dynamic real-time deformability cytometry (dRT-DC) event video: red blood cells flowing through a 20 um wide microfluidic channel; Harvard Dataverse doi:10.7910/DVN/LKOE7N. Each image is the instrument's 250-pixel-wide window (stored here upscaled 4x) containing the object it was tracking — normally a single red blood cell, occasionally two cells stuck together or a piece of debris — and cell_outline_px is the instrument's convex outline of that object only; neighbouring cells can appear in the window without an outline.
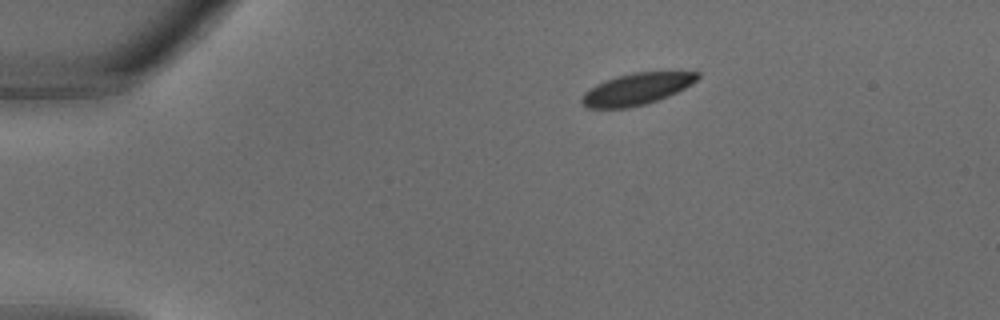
{"species": "common noctule bat (a hibernating species)", "species_latin": "Nyctalus noctula", "temperature_condition": "warm", "stored_images_in_passage": 22, "camera_frame_rate_fps": 3000, "um_per_image_px": 0.085, "animal": {"sex": "male", "body_mass_g": 18.8}, "frame": {"image": 1, "passage_image": 1, "time_ms": 0.0, "image_size_px": [1000, 320], "cell_outline_px": [[700, 76], [692, 84], [668, 96], [644, 104], [628, 108], [588, 108], [580, 100], [584, 92], [596, 84], [604, 80], [616, 76], [632, 72], [700, 72]], "centroid_in_image_um": [54.09, 7.56], "position_along_channel_um": 30.9, "area_um2": 21.21}}
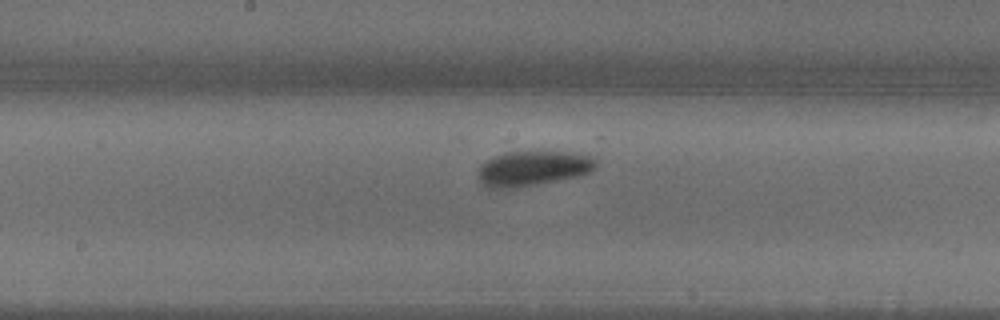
{"frame": {"image": 2, "passage_image": 13, "time_ms": 4.0, "image_size_px": [1000, 320], "cell_outline_px": [[596, 164], [592, 172], [580, 176], [540, 184], [516, 188], [488, 188], [480, 184], [480, 164], [504, 152], [544, 148], [576, 152], [592, 156], [596, 160]], "centroid_in_image_um": [45.37, 14.26], "position_along_channel_um": 202.8, "area_um2": 25.2}}
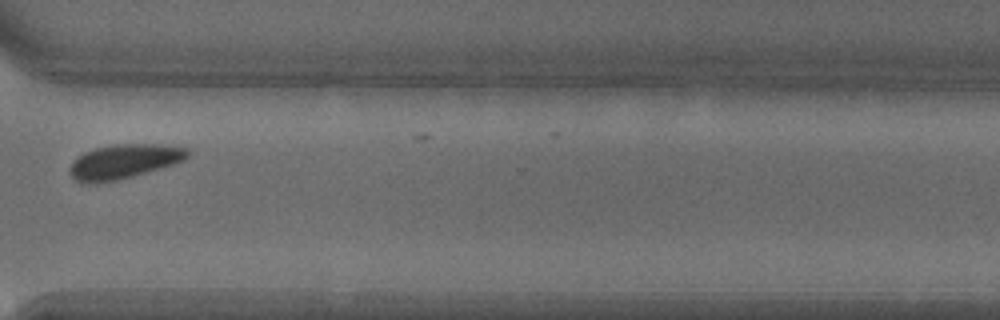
{"frame": {"image": 3, "passage_image": 21, "time_ms": 6.667, "image_size_px": [1000, 320], "cell_outline_px": [[192, 152], [184, 160], [160, 168], [132, 176], [116, 180], [96, 184], [84, 184], [76, 180], [68, 172], [68, 168], [76, 156], [84, 152], [96, 148], [116, 144], [156, 144], [188, 148]], "centroid_in_image_um": [10.49, 13.73], "position_along_channel_um": 360.1, "area_um2": 23.7}}